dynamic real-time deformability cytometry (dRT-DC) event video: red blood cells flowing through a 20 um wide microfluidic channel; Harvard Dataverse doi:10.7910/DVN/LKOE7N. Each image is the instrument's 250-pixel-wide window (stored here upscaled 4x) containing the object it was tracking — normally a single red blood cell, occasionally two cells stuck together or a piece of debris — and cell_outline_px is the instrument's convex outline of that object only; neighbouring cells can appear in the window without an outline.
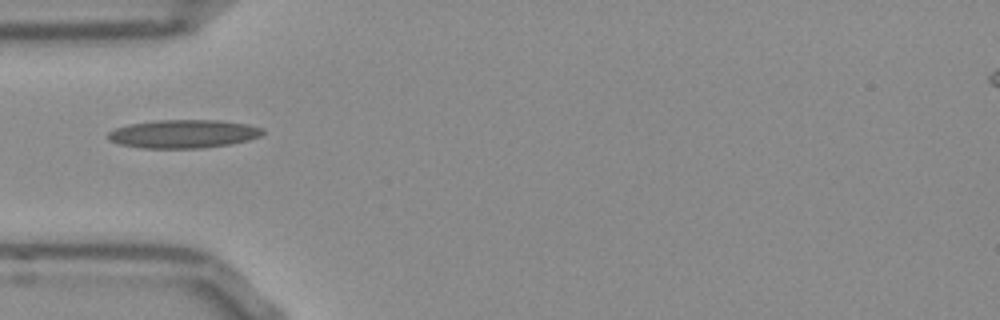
{"species": "Egyptian fruit bat (a non-hibernating species)", "species_latin": "Rousettus aegyptiacus", "temperature_condition": "room temperature", "stored_images_in_passage": 37, "camera_frame_rate_fps": 3000, "um_per_image_px": 0.085, "frame": {"image": 1, "passage_image": 1, "time_ms": 0.0, "image_size_px": [1000, 320], "cell_outline_px": [[264, 132], [260, 136], [248, 140], [228, 144], [200, 148], [144, 148], [120, 144], [108, 140], [108, 132], [116, 128], [128, 124], [152, 120], [220, 120], [248, 124], [264, 128]], "centroid_in_image_um": [15.58, 11.37], "position_along_channel_um": 69.4, "area_um2": 25.61}}
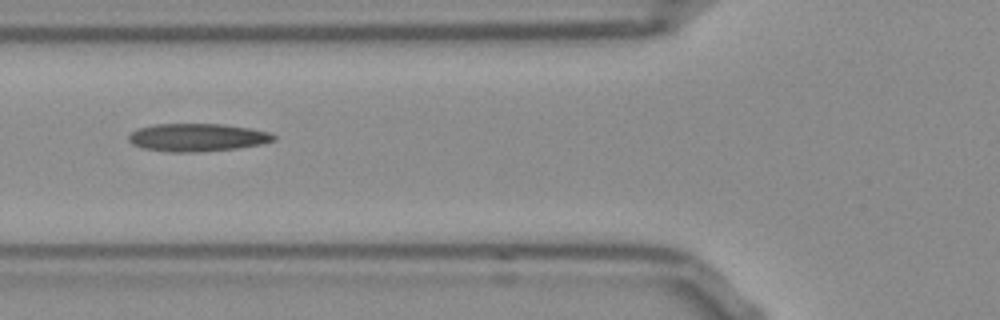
{"frame": {"image": 2, "passage_image": 4, "time_ms": 1.0, "image_size_px": [1000, 320], "cell_outline_px": [[276, 140], [264, 144], [236, 148], [196, 152], [172, 152], [144, 148], [132, 144], [128, 140], [128, 136], [132, 132], [140, 128], [156, 124], [224, 124], [252, 128], [268, 132], [276, 136]], "centroid_in_image_um": [16.82, 11.68], "position_along_channel_um": 109.0, "area_um2": 23.52}}
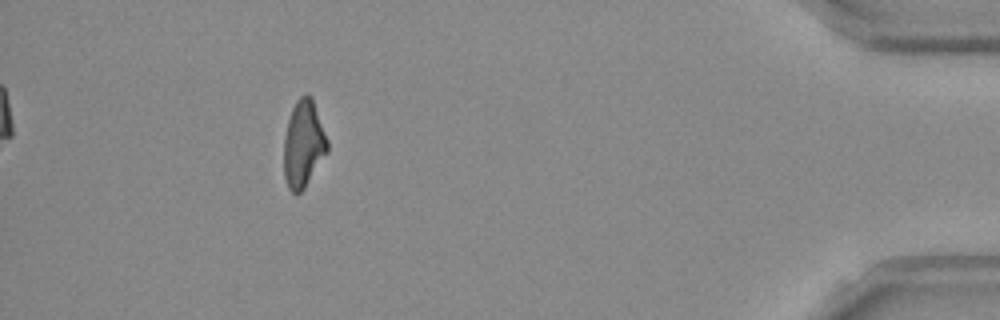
{"frame": {"image": 3, "passage_image": 32, "time_ms": 10.333, "image_size_px": [1000, 320], "cell_outline_px": [[328, 152], [304, 188], [296, 196], [288, 188], [284, 176], [284, 136], [288, 120], [292, 108], [296, 100], [304, 92], [308, 92], [312, 96], [328, 140]], "centroid_in_image_um": [25.79, 12.21], "position_along_channel_um": 409.4, "area_um2": 22.37}, "authors_computed_cell_mechanics": {"area_um2": 22.5998, "velocity_mm_per_s": 3.8759, "shape_relaxation_time_tau1_ms": 6.8296, "shape_relaxation_time_tau2_ms": 3.2637, "deformation_change_tau1": 0.2072, "deformation_change_tau2": 0.1449}}